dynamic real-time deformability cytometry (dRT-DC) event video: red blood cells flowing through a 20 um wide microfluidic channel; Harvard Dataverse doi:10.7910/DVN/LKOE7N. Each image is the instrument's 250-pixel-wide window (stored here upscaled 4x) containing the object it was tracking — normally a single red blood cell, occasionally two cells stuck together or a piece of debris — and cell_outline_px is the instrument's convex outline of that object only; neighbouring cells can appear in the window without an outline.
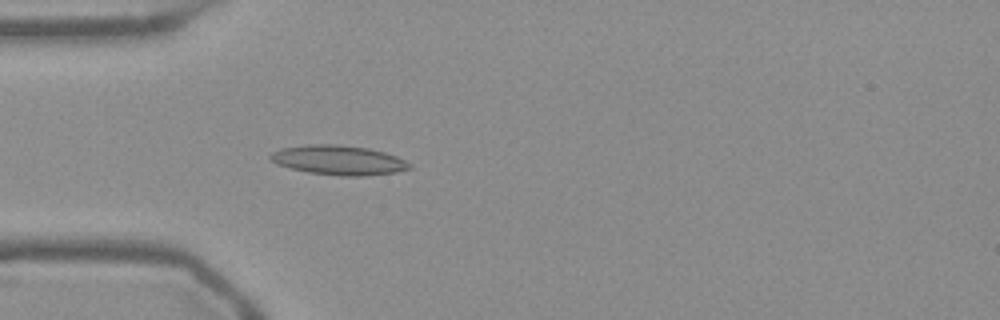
{"species": "Egyptian fruit bat (a non-hibernating species)", "species_latin": "Rousettus aegyptiacus", "temperature_condition": "warm", "stored_images_in_passage": 38, "camera_frame_rate_fps": 3000, "um_per_image_px": 0.085, "frame": {"image": 1, "passage_image": 15, "time_ms": 4.667, "image_size_px": [1000, 320], "cell_outline_px": [[412, 168], [396, 172], [360, 176], [340, 176], [308, 172], [276, 164], [268, 160], [268, 156], [272, 152], [280, 148], [308, 144], [336, 144], [368, 148], [384, 152], [396, 156], [404, 160]], "centroid_in_image_um": [28.72, 13.6], "position_along_channel_um": 56.3, "area_um2": 23.93}}
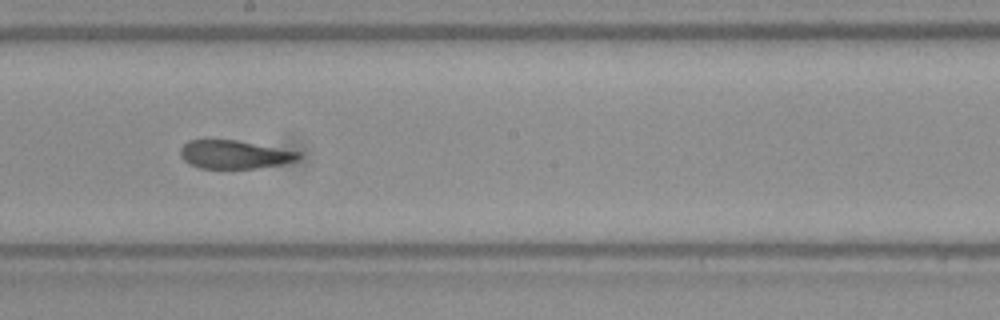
{"frame": {"image": 2, "passage_image": 29, "time_ms": 9.333, "image_size_px": [1000, 320], "cell_outline_px": [[300, 156], [296, 160], [284, 164], [256, 168], [200, 168], [184, 160], [180, 156], [180, 148], [188, 140], [236, 140], [300, 152]], "centroid_in_image_um": [19.91, 13.13], "position_along_channel_um": 228.3, "area_um2": 19.31}}
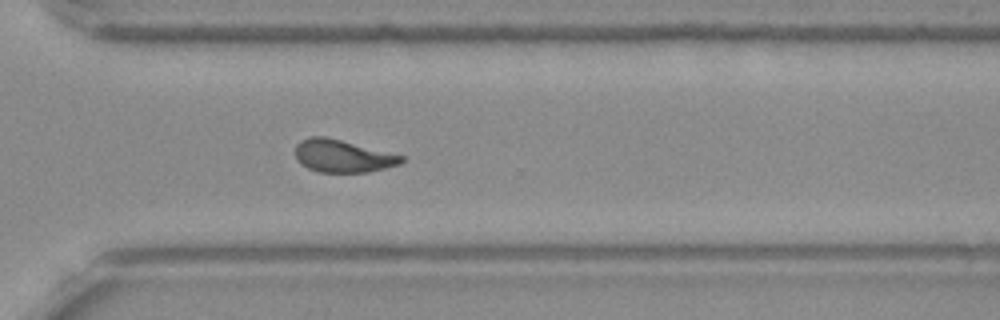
{"frame": {"image": 3, "passage_image": 38, "time_ms": 12.333, "image_size_px": [1000, 320], "cell_outline_px": [[404, 160], [400, 164], [368, 172], [320, 172], [308, 168], [300, 164], [296, 160], [296, 144], [300, 140], [308, 136], [324, 136], [404, 156]], "centroid_in_image_um": [29.08, 13.26], "position_along_channel_um": 341.5, "area_um2": 20.0}}